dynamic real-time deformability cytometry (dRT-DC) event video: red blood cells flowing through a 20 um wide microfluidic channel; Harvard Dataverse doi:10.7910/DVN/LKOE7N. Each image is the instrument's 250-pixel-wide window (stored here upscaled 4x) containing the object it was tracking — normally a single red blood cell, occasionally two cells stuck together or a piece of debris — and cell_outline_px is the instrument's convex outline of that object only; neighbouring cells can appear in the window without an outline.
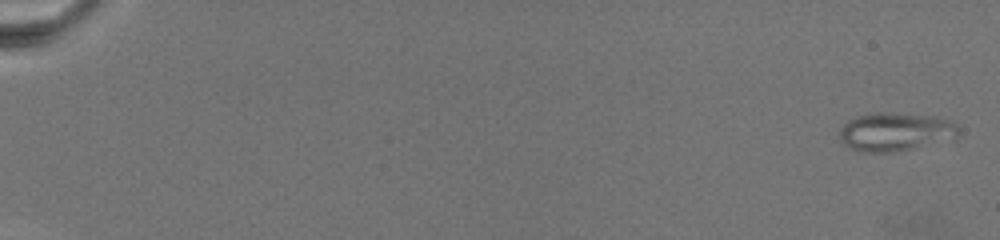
{"species": "common noctule bat (a hibernating species)", "species_latin": "Nyctalus noctula", "temperature_condition": "warm", "stored_images_in_passage": 74, "camera_frame_rate_fps": 3000, "um_per_image_px": 0.085, "animal": {"sex": "female", "body_mass_g": 19.5, "forearm_length_mm": 54.1}, "frame": {"image": 1, "passage_image": 2, "time_ms": 0.333, "image_size_px": [1000, 240], "cell_outline_px": [[960, 132], [956, 140], [892, 152], [864, 152], [848, 148], [840, 140], [840, 128], [848, 120], [860, 116], [880, 112], [884, 112], [924, 116], [952, 120], [960, 128]], "centroid_in_image_um": [76.16, 11.23], "position_along_channel_um": 8.8, "area_um2": 26.76}}
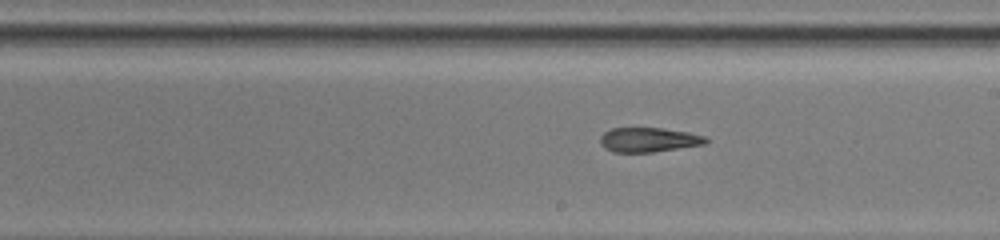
{"frame": {"image": 2, "passage_image": 46, "time_ms": 15.0, "image_size_px": [1000, 240], "cell_outline_px": [[708, 140], [704, 144], [652, 152], [612, 152], [604, 148], [600, 144], [600, 136], [604, 132], [612, 128], [660, 128], [688, 132], [704, 136]], "centroid_in_image_um": [55.08, 11.88], "position_along_channel_um": 233.9, "area_um2": 14.97}}
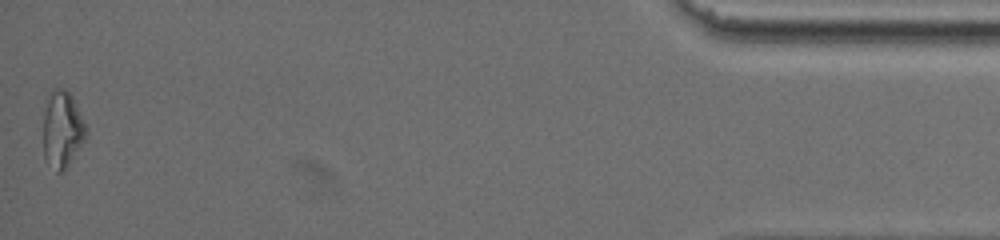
{"frame": {"image": 3, "passage_image": 74, "time_ms": 24.333, "image_size_px": [1000, 240], "cell_outline_px": [[88, 132], [84, 140], [68, 164], [60, 172], [56, 172], [44, 156], [44, 112], [48, 100], [52, 92], [56, 88], [64, 88], [72, 96], [88, 128]], "centroid_in_image_um": [5.32, 10.98], "position_along_channel_um": 429.9, "area_um2": 18.61}}